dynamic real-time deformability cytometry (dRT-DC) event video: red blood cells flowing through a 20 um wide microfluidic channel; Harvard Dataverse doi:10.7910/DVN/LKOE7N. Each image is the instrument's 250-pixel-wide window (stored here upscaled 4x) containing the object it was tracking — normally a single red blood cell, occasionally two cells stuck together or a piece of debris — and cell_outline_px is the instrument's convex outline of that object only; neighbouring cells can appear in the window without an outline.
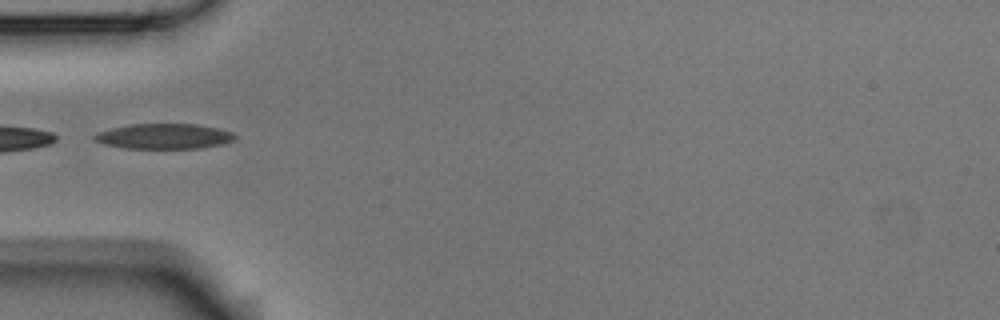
{"species": "Egyptian fruit bat (a non-hibernating species)", "species_latin": "Rousettus aegyptiacus", "temperature_condition": "room temperature", "stored_images_in_passage": 3, "camera_frame_rate_fps": 3000, "um_per_image_px": 0.085, "animal": {"sex": "male"}, "frame": {"image": 1, "passage_image": 1, "time_ms": 0.0, "image_size_px": [1000, 320], "cell_outline_px": [[236, 140], [224, 144], [200, 148], [124, 148], [104, 144], [92, 140], [92, 136], [96, 132], [112, 128], [132, 124], [196, 124], [220, 128], [232, 132], [236, 136]], "centroid_in_image_um": [13.95, 11.58], "position_along_channel_um": 71.0, "area_um2": 20.87}}
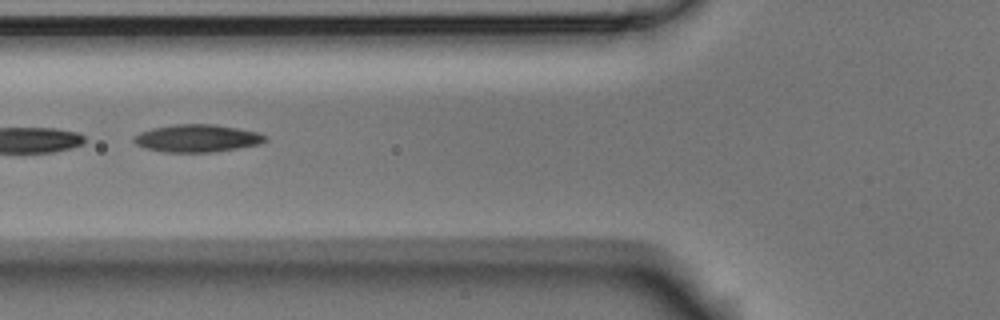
{"frame": {"image": 2, "passage_image": 2, "time_ms": 0.333, "image_size_px": [1000, 320], "cell_outline_px": [[268, 140], [260, 144], [212, 152], [164, 152], [144, 148], [136, 144], [132, 140], [132, 136], [140, 132], [152, 128], [172, 124], [216, 124], [260, 132], [268, 136]], "centroid_in_image_um": [16.76, 11.74], "position_along_channel_um": 109.0, "area_um2": 21.39}}
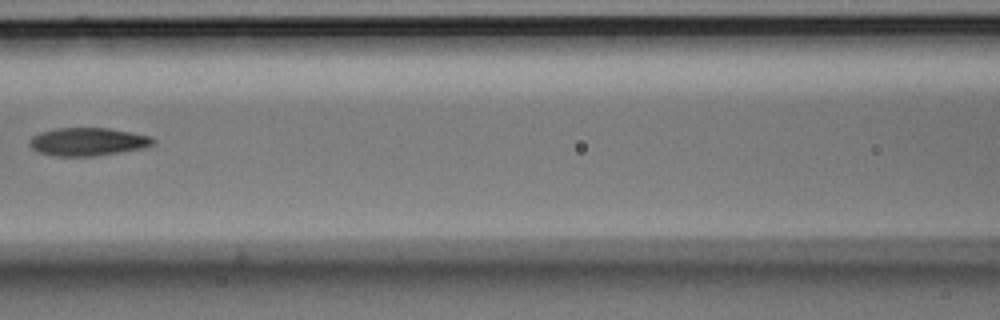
{"frame": {"image": 3, "passage_image": 3, "time_ms": 0.667, "image_size_px": [1000, 320], "cell_outline_px": [[156, 140], [152, 144], [144, 148], [96, 156], [52, 156], [40, 152], [32, 148], [28, 144], [28, 140], [32, 136], [40, 132], [52, 128], [108, 128], [152, 136]], "centroid_in_image_um": [7.44, 12.04], "position_along_channel_um": 159.2, "area_um2": 20.35}}